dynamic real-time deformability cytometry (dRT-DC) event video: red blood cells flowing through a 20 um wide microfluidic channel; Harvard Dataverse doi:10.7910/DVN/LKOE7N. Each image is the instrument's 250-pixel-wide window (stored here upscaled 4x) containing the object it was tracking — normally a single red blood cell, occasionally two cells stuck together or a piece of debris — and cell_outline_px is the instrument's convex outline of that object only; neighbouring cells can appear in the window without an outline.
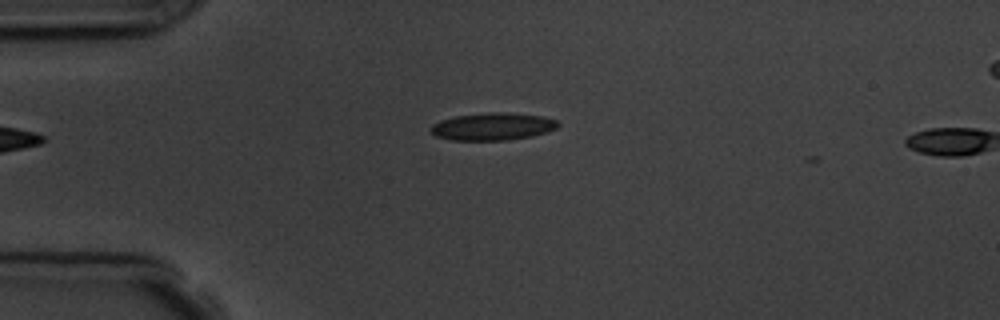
{"species": "common noctule bat (a hibernating species)", "species_latin": "Nyctalus noctula", "temperature_condition": "room temperature", "stored_images_in_passage": 2, "camera_frame_rate_fps": 3000, "um_per_image_px": 0.085, "animal": {"sex": "male", "body_mass_g": 19.5, "forearm_length_mm": 54.6}, "frame": {"image": 1, "passage_image": 2, "time_ms": 1.333, "image_size_px": [1000, 320], "cell_outline_px": [[560, 124], [556, 128], [548, 132], [532, 136], [508, 140], [452, 140], [436, 136], [428, 128], [432, 124], [440, 120], [456, 116], [488, 112], [504, 112], [544, 116], [556, 120]], "centroid_in_image_um": [41.88, 10.75], "position_along_channel_um": 43.1, "area_um2": 20.46}}